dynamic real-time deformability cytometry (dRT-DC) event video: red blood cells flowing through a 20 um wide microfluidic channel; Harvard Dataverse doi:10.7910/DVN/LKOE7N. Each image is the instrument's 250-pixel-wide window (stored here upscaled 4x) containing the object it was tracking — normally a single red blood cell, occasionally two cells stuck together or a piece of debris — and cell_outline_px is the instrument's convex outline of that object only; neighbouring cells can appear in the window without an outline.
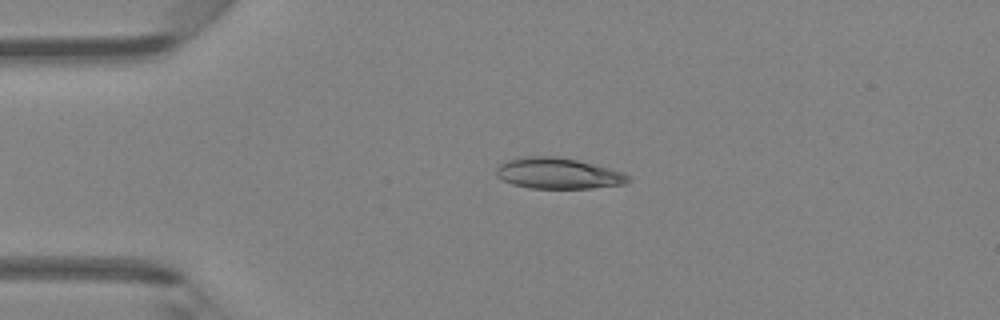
{"species": "Egyptian fruit bat (a non-hibernating species)", "species_latin": "Rousettus aegyptiacus", "temperature_condition": "room temperature", "stored_images_in_passage": 6, "camera_frame_rate_fps": 3000, "um_per_image_px": 0.085, "animal": {"sex": "female"}, "frame": {"image": 1, "passage_image": 4, "time_ms": 1.0, "image_size_px": [1000, 320], "cell_outline_px": [[632, 180], [624, 184], [592, 188], [528, 188], [512, 184], [496, 176], [496, 168], [504, 160], [524, 156], [556, 156], [576, 160], [624, 172], [632, 176]], "centroid_in_image_um": [47.44, 14.73], "position_along_channel_um": 37.6, "area_um2": 23.93}}
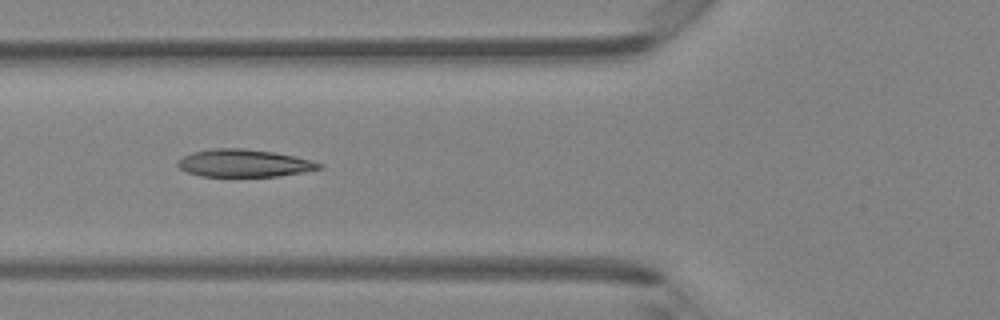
{"frame": {"image": 2, "passage_image": 6, "time_ms": 1.667, "image_size_px": [1000, 320], "cell_outline_px": [[324, 168], [304, 172], [280, 176], [200, 176], [188, 172], [180, 168], [176, 164], [176, 160], [192, 152], [212, 148], [240, 148], [272, 152], [296, 156], [312, 160], [324, 164]], "centroid_in_image_um": [20.77, 13.87], "position_along_channel_um": 105.0, "area_um2": 22.83}}